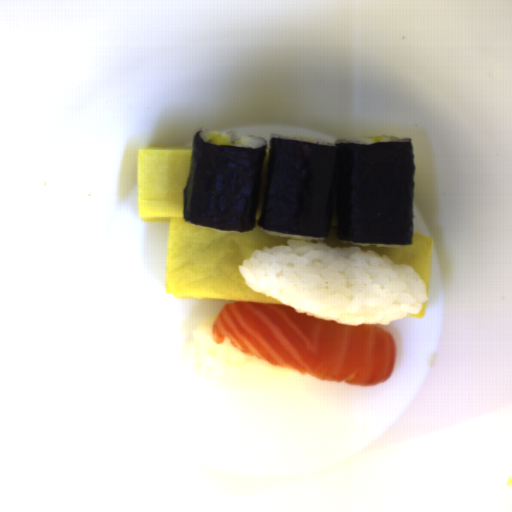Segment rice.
<instances>
[{"label": "rice", "mask_w": 512, "mask_h": 512, "mask_svg": "<svg viewBox=\"0 0 512 512\" xmlns=\"http://www.w3.org/2000/svg\"><path fill=\"white\" fill-rule=\"evenodd\" d=\"M245 284L306 316L350 326L388 324L428 301L415 268L359 247L287 240L256 250L238 267Z\"/></svg>", "instance_id": "rice-1"}, {"label": "rice", "mask_w": 512, "mask_h": 512, "mask_svg": "<svg viewBox=\"0 0 512 512\" xmlns=\"http://www.w3.org/2000/svg\"><path fill=\"white\" fill-rule=\"evenodd\" d=\"M217 316L205 318L197 324L192 332L199 353L235 367L258 361L259 359L246 355L235 348L228 339L221 343L213 342V326Z\"/></svg>", "instance_id": "rice-2"}, {"label": "rice", "mask_w": 512, "mask_h": 512, "mask_svg": "<svg viewBox=\"0 0 512 512\" xmlns=\"http://www.w3.org/2000/svg\"><path fill=\"white\" fill-rule=\"evenodd\" d=\"M219 136L234 147L259 149L265 146L267 140L254 135H241L237 130L230 133H222L215 130H201L199 137L204 143H210L211 139Z\"/></svg>", "instance_id": "rice-3"}, {"label": "rice", "mask_w": 512, "mask_h": 512, "mask_svg": "<svg viewBox=\"0 0 512 512\" xmlns=\"http://www.w3.org/2000/svg\"><path fill=\"white\" fill-rule=\"evenodd\" d=\"M270 137L273 139H281V140H295V141H301V142H307V143H313V144H319V145H325V146H334L330 141H324L317 138H310V137H304V136H290V135H284V134H278V133H271Z\"/></svg>", "instance_id": "rice-4"}, {"label": "rice", "mask_w": 512, "mask_h": 512, "mask_svg": "<svg viewBox=\"0 0 512 512\" xmlns=\"http://www.w3.org/2000/svg\"><path fill=\"white\" fill-rule=\"evenodd\" d=\"M264 232L271 236L290 238L292 240H301V241L308 242L311 244L323 243L325 240V238H319V237H314V236L295 235V234H285V233L275 232V231L266 230V229Z\"/></svg>", "instance_id": "rice-5"}, {"label": "rice", "mask_w": 512, "mask_h": 512, "mask_svg": "<svg viewBox=\"0 0 512 512\" xmlns=\"http://www.w3.org/2000/svg\"><path fill=\"white\" fill-rule=\"evenodd\" d=\"M336 144H358V145H367L376 143V141L368 138V137H350L346 139H336Z\"/></svg>", "instance_id": "rice-6"}, {"label": "rice", "mask_w": 512, "mask_h": 512, "mask_svg": "<svg viewBox=\"0 0 512 512\" xmlns=\"http://www.w3.org/2000/svg\"><path fill=\"white\" fill-rule=\"evenodd\" d=\"M409 138H399L397 136H383L381 141L379 143H403V142H409Z\"/></svg>", "instance_id": "rice-7"}, {"label": "rice", "mask_w": 512, "mask_h": 512, "mask_svg": "<svg viewBox=\"0 0 512 512\" xmlns=\"http://www.w3.org/2000/svg\"><path fill=\"white\" fill-rule=\"evenodd\" d=\"M342 242L344 244H354V245H358V246H378L380 248H391V247H406L408 246L407 245H375V244H360V243H355V242H351V241H346V240H342Z\"/></svg>", "instance_id": "rice-8"}, {"label": "rice", "mask_w": 512, "mask_h": 512, "mask_svg": "<svg viewBox=\"0 0 512 512\" xmlns=\"http://www.w3.org/2000/svg\"><path fill=\"white\" fill-rule=\"evenodd\" d=\"M192 224V223H190ZM193 226H196V227H199V228H202V229H211V230H214V231H217L219 233H237V234H241L243 232H235V231H227V230H219V229H214V228H209V227H205V226H200V225H195V224H192Z\"/></svg>", "instance_id": "rice-9"}]
</instances>
